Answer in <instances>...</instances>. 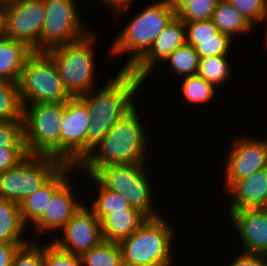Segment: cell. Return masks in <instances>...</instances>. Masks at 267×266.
Listing matches in <instances>:
<instances>
[{"label": "cell", "mask_w": 267, "mask_h": 266, "mask_svg": "<svg viewBox=\"0 0 267 266\" xmlns=\"http://www.w3.org/2000/svg\"><path fill=\"white\" fill-rule=\"evenodd\" d=\"M144 81L130 70H120L107 85L94 88L80 96L86 103L91 123L87 130V155L92 148L126 115L136 104L137 91Z\"/></svg>", "instance_id": "6da1fadb"}, {"label": "cell", "mask_w": 267, "mask_h": 266, "mask_svg": "<svg viewBox=\"0 0 267 266\" xmlns=\"http://www.w3.org/2000/svg\"><path fill=\"white\" fill-rule=\"evenodd\" d=\"M137 109L136 104L92 148L77 166L78 172L84 170L83 173L91 175L100 165L150 163L147 158L150 154V138H147L145 125L140 121V112Z\"/></svg>", "instance_id": "7a4b0ae2"}, {"label": "cell", "mask_w": 267, "mask_h": 266, "mask_svg": "<svg viewBox=\"0 0 267 266\" xmlns=\"http://www.w3.org/2000/svg\"><path fill=\"white\" fill-rule=\"evenodd\" d=\"M175 16L168 0L155 1L134 15L108 50L112 57L128 53L129 58L120 70H130L149 51L156 37Z\"/></svg>", "instance_id": "3957f363"}, {"label": "cell", "mask_w": 267, "mask_h": 266, "mask_svg": "<svg viewBox=\"0 0 267 266\" xmlns=\"http://www.w3.org/2000/svg\"><path fill=\"white\" fill-rule=\"evenodd\" d=\"M163 217L148 218L118 242L124 266H173L175 227Z\"/></svg>", "instance_id": "277c9868"}, {"label": "cell", "mask_w": 267, "mask_h": 266, "mask_svg": "<svg viewBox=\"0 0 267 266\" xmlns=\"http://www.w3.org/2000/svg\"><path fill=\"white\" fill-rule=\"evenodd\" d=\"M95 40L96 34L90 30L77 41L44 51L54 62L64 88L71 97H80L98 87L94 80Z\"/></svg>", "instance_id": "5b68a950"}, {"label": "cell", "mask_w": 267, "mask_h": 266, "mask_svg": "<svg viewBox=\"0 0 267 266\" xmlns=\"http://www.w3.org/2000/svg\"><path fill=\"white\" fill-rule=\"evenodd\" d=\"M146 165L143 163L100 165L91 176L100 185L122 194L128 199L131 207L138 209L147 218H157L162 214L156 210L158 207H155L153 201L155 200L153 183L150 181Z\"/></svg>", "instance_id": "8992f818"}, {"label": "cell", "mask_w": 267, "mask_h": 266, "mask_svg": "<svg viewBox=\"0 0 267 266\" xmlns=\"http://www.w3.org/2000/svg\"><path fill=\"white\" fill-rule=\"evenodd\" d=\"M65 103L24 106L23 131L28 155L51 156L61 160V120Z\"/></svg>", "instance_id": "52a82bcc"}, {"label": "cell", "mask_w": 267, "mask_h": 266, "mask_svg": "<svg viewBox=\"0 0 267 266\" xmlns=\"http://www.w3.org/2000/svg\"><path fill=\"white\" fill-rule=\"evenodd\" d=\"M18 87L23 107L38 103H65L71 98L54 62L44 51H34L28 57Z\"/></svg>", "instance_id": "ba28073f"}, {"label": "cell", "mask_w": 267, "mask_h": 266, "mask_svg": "<svg viewBox=\"0 0 267 266\" xmlns=\"http://www.w3.org/2000/svg\"><path fill=\"white\" fill-rule=\"evenodd\" d=\"M64 165L55 157L28 155L17 166L0 173V198L20 205Z\"/></svg>", "instance_id": "9c48e42d"}, {"label": "cell", "mask_w": 267, "mask_h": 266, "mask_svg": "<svg viewBox=\"0 0 267 266\" xmlns=\"http://www.w3.org/2000/svg\"><path fill=\"white\" fill-rule=\"evenodd\" d=\"M46 14L40 36V51L77 41L91 29L85 27L76 0H44Z\"/></svg>", "instance_id": "30bf717a"}, {"label": "cell", "mask_w": 267, "mask_h": 266, "mask_svg": "<svg viewBox=\"0 0 267 266\" xmlns=\"http://www.w3.org/2000/svg\"><path fill=\"white\" fill-rule=\"evenodd\" d=\"M46 9L44 0H17L0 9L1 34L40 51V36Z\"/></svg>", "instance_id": "8fae6325"}, {"label": "cell", "mask_w": 267, "mask_h": 266, "mask_svg": "<svg viewBox=\"0 0 267 266\" xmlns=\"http://www.w3.org/2000/svg\"><path fill=\"white\" fill-rule=\"evenodd\" d=\"M91 117L80 97L65 102L61 120V161L78 166L87 156V130Z\"/></svg>", "instance_id": "7c38bea8"}, {"label": "cell", "mask_w": 267, "mask_h": 266, "mask_svg": "<svg viewBox=\"0 0 267 266\" xmlns=\"http://www.w3.org/2000/svg\"><path fill=\"white\" fill-rule=\"evenodd\" d=\"M225 159L224 186L226 191L234 182L267 168V138L244 135L235 138Z\"/></svg>", "instance_id": "4fadbf2b"}, {"label": "cell", "mask_w": 267, "mask_h": 266, "mask_svg": "<svg viewBox=\"0 0 267 266\" xmlns=\"http://www.w3.org/2000/svg\"><path fill=\"white\" fill-rule=\"evenodd\" d=\"M60 231L63 236L53 238L51 242L76 255L89 251L104 240L100 220L87 204H83Z\"/></svg>", "instance_id": "5bb4252c"}, {"label": "cell", "mask_w": 267, "mask_h": 266, "mask_svg": "<svg viewBox=\"0 0 267 266\" xmlns=\"http://www.w3.org/2000/svg\"><path fill=\"white\" fill-rule=\"evenodd\" d=\"M185 44L186 29L184 22L175 16L156 37L149 51L130 71L145 82L158 63L163 62L171 53Z\"/></svg>", "instance_id": "9a60e30c"}, {"label": "cell", "mask_w": 267, "mask_h": 266, "mask_svg": "<svg viewBox=\"0 0 267 266\" xmlns=\"http://www.w3.org/2000/svg\"><path fill=\"white\" fill-rule=\"evenodd\" d=\"M69 178L52 196L43 214L31 224L34 233L46 234L60 231L64 225L72 218L73 214L84 204L76 196L77 188ZM74 185V186H73Z\"/></svg>", "instance_id": "2e32d148"}, {"label": "cell", "mask_w": 267, "mask_h": 266, "mask_svg": "<svg viewBox=\"0 0 267 266\" xmlns=\"http://www.w3.org/2000/svg\"><path fill=\"white\" fill-rule=\"evenodd\" d=\"M228 216L241 240V251L267 255V213L260 208L238 209Z\"/></svg>", "instance_id": "e0dca14e"}, {"label": "cell", "mask_w": 267, "mask_h": 266, "mask_svg": "<svg viewBox=\"0 0 267 266\" xmlns=\"http://www.w3.org/2000/svg\"><path fill=\"white\" fill-rule=\"evenodd\" d=\"M225 192L232 197L228 214L238 209L260 208L267 197V168L234 182Z\"/></svg>", "instance_id": "ac0fdd59"}, {"label": "cell", "mask_w": 267, "mask_h": 266, "mask_svg": "<svg viewBox=\"0 0 267 266\" xmlns=\"http://www.w3.org/2000/svg\"><path fill=\"white\" fill-rule=\"evenodd\" d=\"M74 169V170H73ZM77 166L65 164L42 188L29 195L21 204L20 211L24 224H33L44 212L53 194L72 176ZM32 222V223H31ZM28 224V225H27Z\"/></svg>", "instance_id": "d6986e66"}, {"label": "cell", "mask_w": 267, "mask_h": 266, "mask_svg": "<svg viewBox=\"0 0 267 266\" xmlns=\"http://www.w3.org/2000/svg\"><path fill=\"white\" fill-rule=\"evenodd\" d=\"M33 52L26 43L0 33V79L18 83L25 62Z\"/></svg>", "instance_id": "ffe728a7"}, {"label": "cell", "mask_w": 267, "mask_h": 266, "mask_svg": "<svg viewBox=\"0 0 267 266\" xmlns=\"http://www.w3.org/2000/svg\"><path fill=\"white\" fill-rule=\"evenodd\" d=\"M147 219L138 209L107 214L100 220L103 239L118 243L133 234Z\"/></svg>", "instance_id": "44dd1931"}, {"label": "cell", "mask_w": 267, "mask_h": 266, "mask_svg": "<svg viewBox=\"0 0 267 266\" xmlns=\"http://www.w3.org/2000/svg\"><path fill=\"white\" fill-rule=\"evenodd\" d=\"M26 229L28 227L22 220L20 205L0 198V243L30 242L29 237L27 240V236H24Z\"/></svg>", "instance_id": "7402d4cb"}, {"label": "cell", "mask_w": 267, "mask_h": 266, "mask_svg": "<svg viewBox=\"0 0 267 266\" xmlns=\"http://www.w3.org/2000/svg\"><path fill=\"white\" fill-rule=\"evenodd\" d=\"M211 20L221 33L228 35L232 40L238 34L245 35L254 29L246 18L227 0H218Z\"/></svg>", "instance_id": "603a6c76"}, {"label": "cell", "mask_w": 267, "mask_h": 266, "mask_svg": "<svg viewBox=\"0 0 267 266\" xmlns=\"http://www.w3.org/2000/svg\"><path fill=\"white\" fill-rule=\"evenodd\" d=\"M88 176L93 180L92 184L95 183L98 188L96 190L98 193L95 195V200L88 206L93 210L99 220L114 211L136 209L129 205L128 199L122 196V194L107 189L105 186L100 185L91 175H87L86 177Z\"/></svg>", "instance_id": "cb8c5ba5"}, {"label": "cell", "mask_w": 267, "mask_h": 266, "mask_svg": "<svg viewBox=\"0 0 267 266\" xmlns=\"http://www.w3.org/2000/svg\"><path fill=\"white\" fill-rule=\"evenodd\" d=\"M18 83L0 79V121H23Z\"/></svg>", "instance_id": "d4e9b609"}, {"label": "cell", "mask_w": 267, "mask_h": 266, "mask_svg": "<svg viewBox=\"0 0 267 266\" xmlns=\"http://www.w3.org/2000/svg\"><path fill=\"white\" fill-rule=\"evenodd\" d=\"M82 266H124L117 242L103 240L80 255Z\"/></svg>", "instance_id": "484cf974"}, {"label": "cell", "mask_w": 267, "mask_h": 266, "mask_svg": "<svg viewBox=\"0 0 267 266\" xmlns=\"http://www.w3.org/2000/svg\"><path fill=\"white\" fill-rule=\"evenodd\" d=\"M168 62L170 73L178 77L196 75L199 70V55L195 47L185 44L171 53L162 63Z\"/></svg>", "instance_id": "4316f807"}, {"label": "cell", "mask_w": 267, "mask_h": 266, "mask_svg": "<svg viewBox=\"0 0 267 266\" xmlns=\"http://www.w3.org/2000/svg\"><path fill=\"white\" fill-rule=\"evenodd\" d=\"M182 79L180 89L182 97L187 100V103L189 102L191 105L205 104L215 97L217 88L198 74Z\"/></svg>", "instance_id": "83f0119b"}, {"label": "cell", "mask_w": 267, "mask_h": 266, "mask_svg": "<svg viewBox=\"0 0 267 266\" xmlns=\"http://www.w3.org/2000/svg\"><path fill=\"white\" fill-rule=\"evenodd\" d=\"M227 56H214L199 58L198 75L203 77L215 87L225 84L231 76V66Z\"/></svg>", "instance_id": "f1b7e54d"}, {"label": "cell", "mask_w": 267, "mask_h": 266, "mask_svg": "<svg viewBox=\"0 0 267 266\" xmlns=\"http://www.w3.org/2000/svg\"><path fill=\"white\" fill-rule=\"evenodd\" d=\"M184 25L186 29V44L193 47L197 45V39L230 38L228 35L221 33L211 19L184 22Z\"/></svg>", "instance_id": "f546056e"}, {"label": "cell", "mask_w": 267, "mask_h": 266, "mask_svg": "<svg viewBox=\"0 0 267 266\" xmlns=\"http://www.w3.org/2000/svg\"><path fill=\"white\" fill-rule=\"evenodd\" d=\"M34 239L18 248L12 266H44V246Z\"/></svg>", "instance_id": "4dcf8cb0"}, {"label": "cell", "mask_w": 267, "mask_h": 266, "mask_svg": "<svg viewBox=\"0 0 267 266\" xmlns=\"http://www.w3.org/2000/svg\"><path fill=\"white\" fill-rule=\"evenodd\" d=\"M218 0H191L176 16L183 22L210 20Z\"/></svg>", "instance_id": "1f68e13d"}, {"label": "cell", "mask_w": 267, "mask_h": 266, "mask_svg": "<svg viewBox=\"0 0 267 266\" xmlns=\"http://www.w3.org/2000/svg\"><path fill=\"white\" fill-rule=\"evenodd\" d=\"M254 27L264 23L267 14V0H227Z\"/></svg>", "instance_id": "d6a6232c"}, {"label": "cell", "mask_w": 267, "mask_h": 266, "mask_svg": "<svg viewBox=\"0 0 267 266\" xmlns=\"http://www.w3.org/2000/svg\"><path fill=\"white\" fill-rule=\"evenodd\" d=\"M44 266H82L80 255L58 248L50 240L44 244Z\"/></svg>", "instance_id": "836d02e7"}, {"label": "cell", "mask_w": 267, "mask_h": 266, "mask_svg": "<svg viewBox=\"0 0 267 266\" xmlns=\"http://www.w3.org/2000/svg\"><path fill=\"white\" fill-rule=\"evenodd\" d=\"M233 40L231 38L197 39L195 50L199 58L228 56Z\"/></svg>", "instance_id": "e575fe53"}, {"label": "cell", "mask_w": 267, "mask_h": 266, "mask_svg": "<svg viewBox=\"0 0 267 266\" xmlns=\"http://www.w3.org/2000/svg\"><path fill=\"white\" fill-rule=\"evenodd\" d=\"M0 147H25L23 121H0Z\"/></svg>", "instance_id": "d590c367"}, {"label": "cell", "mask_w": 267, "mask_h": 266, "mask_svg": "<svg viewBox=\"0 0 267 266\" xmlns=\"http://www.w3.org/2000/svg\"><path fill=\"white\" fill-rule=\"evenodd\" d=\"M27 156L25 147H0V173L17 166Z\"/></svg>", "instance_id": "8d00e7d4"}, {"label": "cell", "mask_w": 267, "mask_h": 266, "mask_svg": "<svg viewBox=\"0 0 267 266\" xmlns=\"http://www.w3.org/2000/svg\"><path fill=\"white\" fill-rule=\"evenodd\" d=\"M239 252L241 253L237 254L228 266H267V255Z\"/></svg>", "instance_id": "74e56055"}, {"label": "cell", "mask_w": 267, "mask_h": 266, "mask_svg": "<svg viewBox=\"0 0 267 266\" xmlns=\"http://www.w3.org/2000/svg\"><path fill=\"white\" fill-rule=\"evenodd\" d=\"M27 243H0V266H12L18 248Z\"/></svg>", "instance_id": "f35d334b"}, {"label": "cell", "mask_w": 267, "mask_h": 266, "mask_svg": "<svg viewBox=\"0 0 267 266\" xmlns=\"http://www.w3.org/2000/svg\"><path fill=\"white\" fill-rule=\"evenodd\" d=\"M108 6V9L112 10L117 17L116 20L123 14L135 0H98ZM110 7V8H109ZM126 9V10H125ZM118 15V16H117Z\"/></svg>", "instance_id": "ab89813d"}, {"label": "cell", "mask_w": 267, "mask_h": 266, "mask_svg": "<svg viewBox=\"0 0 267 266\" xmlns=\"http://www.w3.org/2000/svg\"><path fill=\"white\" fill-rule=\"evenodd\" d=\"M169 6L174 10L177 15L191 0H168Z\"/></svg>", "instance_id": "60d3db41"}, {"label": "cell", "mask_w": 267, "mask_h": 266, "mask_svg": "<svg viewBox=\"0 0 267 266\" xmlns=\"http://www.w3.org/2000/svg\"><path fill=\"white\" fill-rule=\"evenodd\" d=\"M16 1L17 0H0V9L7 6V5L13 4Z\"/></svg>", "instance_id": "b9f144b4"}, {"label": "cell", "mask_w": 267, "mask_h": 266, "mask_svg": "<svg viewBox=\"0 0 267 266\" xmlns=\"http://www.w3.org/2000/svg\"><path fill=\"white\" fill-rule=\"evenodd\" d=\"M260 209L267 213V197H266L264 203L262 204V206L260 207Z\"/></svg>", "instance_id": "7bdbcfd3"}, {"label": "cell", "mask_w": 267, "mask_h": 266, "mask_svg": "<svg viewBox=\"0 0 267 266\" xmlns=\"http://www.w3.org/2000/svg\"><path fill=\"white\" fill-rule=\"evenodd\" d=\"M264 22H266V23H265V26H266V27H265V28H266V30H265L266 32H265V33H266V34H265V39H264V41H265V43H266L265 45L267 46V14H266V16H265V20H264Z\"/></svg>", "instance_id": "ee69618b"}]
</instances>
